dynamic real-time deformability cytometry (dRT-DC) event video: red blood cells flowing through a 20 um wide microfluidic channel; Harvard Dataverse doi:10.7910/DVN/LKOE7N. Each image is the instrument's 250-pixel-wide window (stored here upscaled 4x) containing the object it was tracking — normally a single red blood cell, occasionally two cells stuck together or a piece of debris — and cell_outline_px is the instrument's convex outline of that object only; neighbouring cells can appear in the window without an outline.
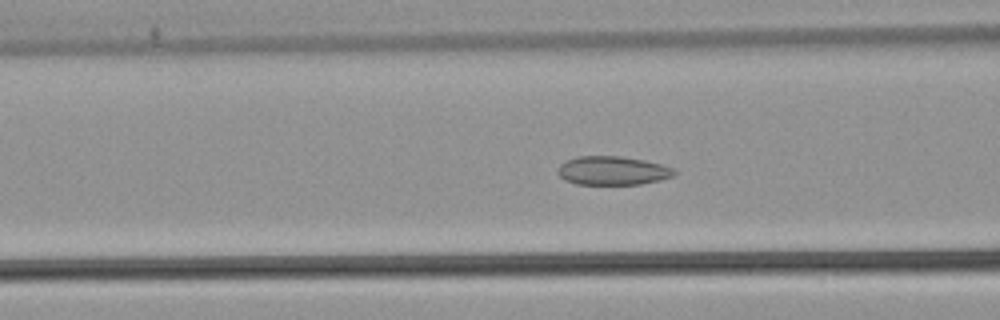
{"species": "common noctule bat (a hibernating species)", "species_latin": "Nyctalus noctula", "temperature_condition": "warm", "stored_images_in_passage": 54, "camera_frame_rate_fps": 3000, "um_per_image_px": 0.085, "animal": {"sex": "male", "body_mass_g": 21.5, "forearm_length_mm": 52.0}, "frame": {"image": 1, "passage_image": 22, "time_ms": 7.0, "image_size_px": [1000, 320], "cell_outline_px": [[676, 172], [672, 176], [660, 180], [640, 184], [576, 184], [564, 180], [556, 172], [560, 164], [576, 156], [620, 156], [644, 160], [660, 164], [672, 168]], "centroid_in_image_um": [52.03, 14.5], "position_along_channel_um": 114.6, "area_um2": 19.42}}
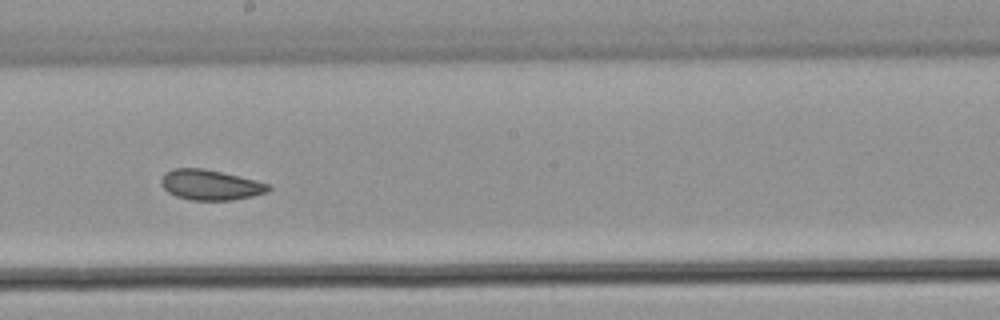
{"frame": {"image": 2, "passage_image": 31, "time_ms": 10.0, "image_size_px": [1000, 320], "cell_outline_px": [[272, 188], [268, 192], [252, 196], [232, 200], [188, 200], [176, 196], [168, 192], [160, 184], [160, 180], [164, 172], [172, 168], [204, 168], [256, 180], [268, 184]], "centroid_in_image_um": [17.85, 15.71], "position_along_channel_um": 230.3, "area_um2": 19.07}}
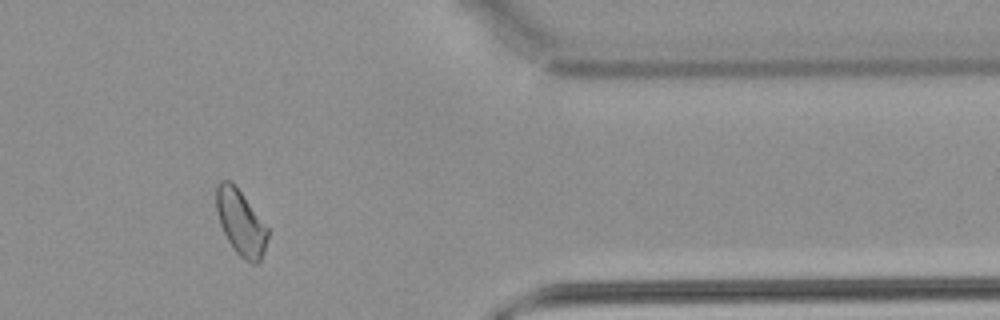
{"frame": {"image": 3, "passage_image": 45, "time_ms": 14.667, "image_size_px": [1000, 320], "cell_outline_px": [[268, 236], [260, 260], [256, 264], [252, 264], [244, 260], [232, 248], [220, 224], [216, 208], [216, 184], [220, 180], [232, 180], [236, 184], [268, 228]], "centroid_in_image_um": [20.44, 18.88], "position_along_channel_um": 391.0, "area_um2": 19.65}, "authors_computed_cell_mechanics": {"area_um2": 20.2011, "velocity_mm_per_s": 3.864, "shape_relaxation_time_tau1_ms": null, "shape_relaxation_time_tau2_ms": 2.257, "deformation_change_tau1": null, "deformation_change_tau2": 0.0737}}